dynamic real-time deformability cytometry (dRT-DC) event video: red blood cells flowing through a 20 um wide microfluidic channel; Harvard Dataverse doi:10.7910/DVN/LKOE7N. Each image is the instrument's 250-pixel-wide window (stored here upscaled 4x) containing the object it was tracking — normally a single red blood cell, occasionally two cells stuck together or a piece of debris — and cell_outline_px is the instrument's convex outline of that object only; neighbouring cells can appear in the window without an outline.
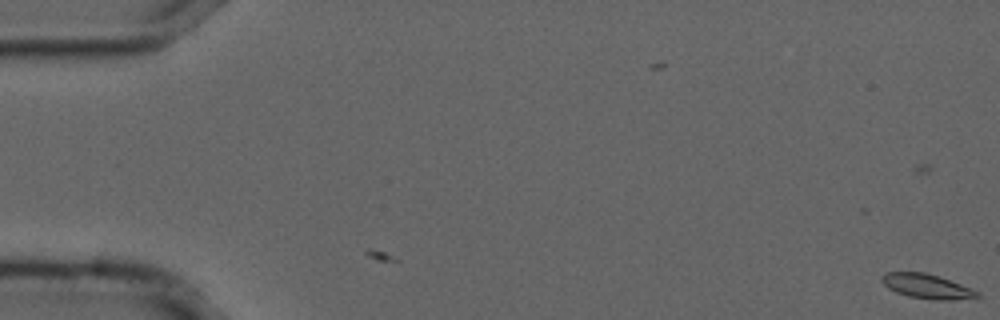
{"species": "common noctule bat (a hibernating species)", "species_latin": "Nyctalus noctula", "temperature_condition": "cold", "stored_images_in_passage": 2, "camera_frame_rate_fps": 3000, "um_per_image_px": 0.085, "animal": {"sex": "male", "forearm_length_mm": 52.5}, "frame": {"image": 1, "passage_image": 2, "time_ms": 0.333, "image_size_px": [1000, 320], "cell_outline_px": [[980, 296], [952, 300], [936, 300], [908, 296], [896, 292], [888, 288], [880, 280], [880, 276], [888, 272], [924, 272], [960, 284], [980, 292]], "centroid_in_image_um": [78.74, 24.34], "position_along_channel_um": 6.3, "area_um2": 13.41}}